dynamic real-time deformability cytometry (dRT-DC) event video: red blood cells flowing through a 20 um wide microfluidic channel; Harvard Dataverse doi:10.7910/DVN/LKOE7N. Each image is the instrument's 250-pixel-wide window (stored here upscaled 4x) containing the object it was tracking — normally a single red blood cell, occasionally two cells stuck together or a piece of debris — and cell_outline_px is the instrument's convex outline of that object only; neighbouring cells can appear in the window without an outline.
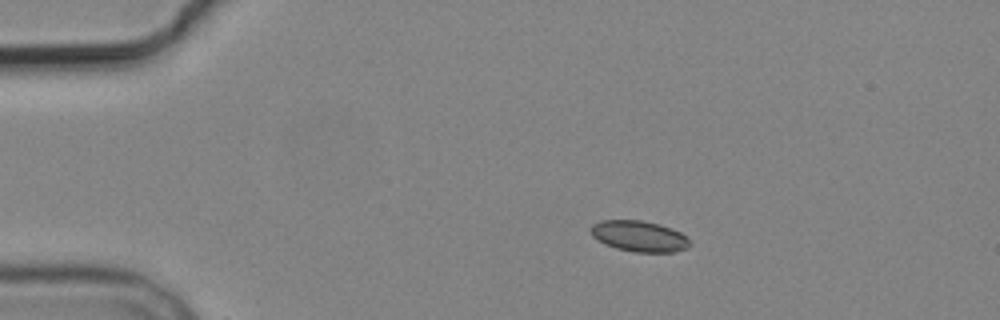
{"species": "common noctule bat (a hibernating species)", "species_latin": "Nyctalus noctula", "temperature_condition": "cold", "stored_images_in_passage": 5, "camera_frame_rate_fps": 3000, "um_per_image_px": 0.085, "animal": {"sex": "male", "body_mass_g": 19.2, "forearm_length_mm": 51.8}, "frame": {"image": 1, "passage_image": 2, "time_ms": 2.333, "image_size_px": [1000, 320], "cell_outline_px": [[692, 244], [688, 248], [672, 252], [636, 252], [616, 248], [604, 244], [592, 236], [588, 228], [592, 224], [600, 220], [640, 220], [660, 224], [672, 228], [688, 236]], "centroid_in_image_um": [54.34, 20.07], "position_along_channel_um": 30.7, "area_um2": 18.15}}